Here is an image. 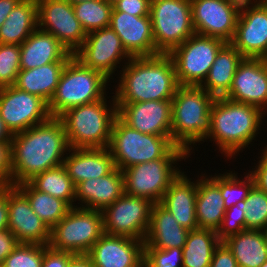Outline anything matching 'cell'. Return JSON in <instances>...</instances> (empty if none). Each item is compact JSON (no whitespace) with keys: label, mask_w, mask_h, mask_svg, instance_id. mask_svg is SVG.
<instances>
[{"label":"cell","mask_w":267,"mask_h":267,"mask_svg":"<svg viewBox=\"0 0 267 267\" xmlns=\"http://www.w3.org/2000/svg\"><path fill=\"white\" fill-rule=\"evenodd\" d=\"M12 186L28 182L35 175L58 167L70 146L58 117L18 132L12 138ZM65 153V154H64Z\"/></svg>","instance_id":"obj_1"},{"label":"cell","mask_w":267,"mask_h":267,"mask_svg":"<svg viewBox=\"0 0 267 267\" xmlns=\"http://www.w3.org/2000/svg\"><path fill=\"white\" fill-rule=\"evenodd\" d=\"M115 103L172 100L177 87L175 66L168 54L132 57L122 67Z\"/></svg>","instance_id":"obj_2"},{"label":"cell","mask_w":267,"mask_h":267,"mask_svg":"<svg viewBox=\"0 0 267 267\" xmlns=\"http://www.w3.org/2000/svg\"><path fill=\"white\" fill-rule=\"evenodd\" d=\"M264 116L265 113L256 106L226 97L215 98L211 106V130L205 140L213 139L221 154L234 158L259 134Z\"/></svg>","instance_id":"obj_3"},{"label":"cell","mask_w":267,"mask_h":267,"mask_svg":"<svg viewBox=\"0 0 267 267\" xmlns=\"http://www.w3.org/2000/svg\"><path fill=\"white\" fill-rule=\"evenodd\" d=\"M215 97L201 86L177 87L171 100L172 142L191 155L192 144L205 142L211 130V106Z\"/></svg>","instance_id":"obj_4"},{"label":"cell","mask_w":267,"mask_h":267,"mask_svg":"<svg viewBox=\"0 0 267 267\" xmlns=\"http://www.w3.org/2000/svg\"><path fill=\"white\" fill-rule=\"evenodd\" d=\"M114 166L120 170L160 158H188L190 155L172 142V136L141 133L116 117L107 147Z\"/></svg>","instance_id":"obj_5"},{"label":"cell","mask_w":267,"mask_h":267,"mask_svg":"<svg viewBox=\"0 0 267 267\" xmlns=\"http://www.w3.org/2000/svg\"><path fill=\"white\" fill-rule=\"evenodd\" d=\"M73 107L58 118L63 123L70 148H107L118 109L115 97Z\"/></svg>","instance_id":"obj_6"},{"label":"cell","mask_w":267,"mask_h":267,"mask_svg":"<svg viewBox=\"0 0 267 267\" xmlns=\"http://www.w3.org/2000/svg\"><path fill=\"white\" fill-rule=\"evenodd\" d=\"M108 80L104 74L84 66L72 56L66 63L55 93L48 103L51 117H59L73 107L107 97L105 90L110 82Z\"/></svg>","instance_id":"obj_7"},{"label":"cell","mask_w":267,"mask_h":267,"mask_svg":"<svg viewBox=\"0 0 267 267\" xmlns=\"http://www.w3.org/2000/svg\"><path fill=\"white\" fill-rule=\"evenodd\" d=\"M104 234L102 211L72 207L51 230L49 246L73 254H87Z\"/></svg>","instance_id":"obj_8"},{"label":"cell","mask_w":267,"mask_h":267,"mask_svg":"<svg viewBox=\"0 0 267 267\" xmlns=\"http://www.w3.org/2000/svg\"><path fill=\"white\" fill-rule=\"evenodd\" d=\"M150 18L156 50L169 54L195 34L190 0H151Z\"/></svg>","instance_id":"obj_9"},{"label":"cell","mask_w":267,"mask_h":267,"mask_svg":"<svg viewBox=\"0 0 267 267\" xmlns=\"http://www.w3.org/2000/svg\"><path fill=\"white\" fill-rule=\"evenodd\" d=\"M225 44L218 38L193 34L175 47L168 55L173 60L178 85L201 86Z\"/></svg>","instance_id":"obj_10"},{"label":"cell","mask_w":267,"mask_h":267,"mask_svg":"<svg viewBox=\"0 0 267 267\" xmlns=\"http://www.w3.org/2000/svg\"><path fill=\"white\" fill-rule=\"evenodd\" d=\"M187 158H160L123 169L125 194L160 203L171 182L181 173L176 162Z\"/></svg>","instance_id":"obj_11"},{"label":"cell","mask_w":267,"mask_h":267,"mask_svg":"<svg viewBox=\"0 0 267 267\" xmlns=\"http://www.w3.org/2000/svg\"><path fill=\"white\" fill-rule=\"evenodd\" d=\"M152 202L143 197L123 194L103 211L104 233L144 241Z\"/></svg>","instance_id":"obj_12"},{"label":"cell","mask_w":267,"mask_h":267,"mask_svg":"<svg viewBox=\"0 0 267 267\" xmlns=\"http://www.w3.org/2000/svg\"><path fill=\"white\" fill-rule=\"evenodd\" d=\"M195 34L230 43L233 39L242 0H190Z\"/></svg>","instance_id":"obj_13"},{"label":"cell","mask_w":267,"mask_h":267,"mask_svg":"<svg viewBox=\"0 0 267 267\" xmlns=\"http://www.w3.org/2000/svg\"><path fill=\"white\" fill-rule=\"evenodd\" d=\"M38 29L52 34L71 54L85 41L87 33L68 0H36Z\"/></svg>","instance_id":"obj_14"},{"label":"cell","mask_w":267,"mask_h":267,"mask_svg":"<svg viewBox=\"0 0 267 267\" xmlns=\"http://www.w3.org/2000/svg\"><path fill=\"white\" fill-rule=\"evenodd\" d=\"M73 56L84 66L101 72L109 80L119 67L117 64L123 59L127 63L126 60L132 58L124 49L119 36L110 27L87 33L85 41Z\"/></svg>","instance_id":"obj_15"},{"label":"cell","mask_w":267,"mask_h":267,"mask_svg":"<svg viewBox=\"0 0 267 267\" xmlns=\"http://www.w3.org/2000/svg\"><path fill=\"white\" fill-rule=\"evenodd\" d=\"M230 43L244 58L267 56V5L262 0L242 1Z\"/></svg>","instance_id":"obj_16"},{"label":"cell","mask_w":267,"mask_h":267,"mask_svg":"<svg viewBox=\"0 0 267 267\" xmlns=\"http://www.w3.org/2000/svg\"><path fill=\"white\" fill-rule=\"evenodd\" d=\"M0 116L13 134L26 131L51 117L48 104L42 98L13 85L0 88Z\"/></svg>","instance_id":"obj_17"},{"label":"cell","mask_w":267,"mask_h":267,"mask_svg":"<svg viewBox=\"0 0 267 267\" xmlns=\"http://www.w3.org/2000/svg\"><path fill=\"white\" fill-rule=\"evenodd\" d=\"M267 111V60L243 58L239 63L229 92L224 96Z\"/></svg>","instance_id":"obj_18"},{"label":"cell","mask_w":267,"mask_h":267,"mask_svg":"<svg viewBox=\"0 0 267 267\" xmlns=\"http://www.w3.org/2000/svg\"><path fill=\"white\" fill-rule=\"evenodd\" d=\"M8 229L19 243L48 245L50 241V229L14 185L8 187Z\"/></svg>","instance_id":"obj_19"},{"label":"cell","mask_w":267,"mask_h":267,"mask_svg":"<svg viewBox=\"0 0 267 267\" xmlns=\"http://www.w3.org/2000/svg\"><path fill=\"white\" fill-rule=\"evenodd\" d=\"M118 116L131 128L157 136H172L171 100L116 103Z\"/></svg>","instance_id":"obj_20"},{"label":"cell","mask_w":267,"mask_h":267,"mask_svg":"<svg viewBox=\"0 0 267 267\" xmlns=\"http://www.w3.org/2000/svg\"><path fill=\"white\" fill-rule=\"evenodd\" d=\"M144 241L104 233L87 255L94 267H142Z\"/></svg>","instance_id":"obj_21"},{"label":"cell","mask_w":267,"mask_h":267,"mask_svg":"<svg viewBox=\"0 0 267 267\" xmlns=\"http://www.w3.org/2000/svg\"><path fill=\"white\" fill-rule=\"evenodd\" d=\"M109 27L119 36L131 57H152L156 50L150 16L137 17L126 12L112 11Z\"/></svg>","instance_id":"obj_22"},{"label":"cell","mask_w":267,"mask_h":267,"mask_svg":"<svg viewBox=\"0 0 267 267\" xmlns=\"http://www.w3.org/2000/svg\"><path fill=\"white\" fill-rule=\"evenodd\" d=\"M124 193L122 171L115 167L103 177L78 183L75 186V202H81L79 207L103 211Z\"/></svg>","instance_id":"obj_23"},{"label":"cell","mask_w":267,"mask_h":267,"mask_svg":"<svg viewBox=\"0 0 267 267\" xmlns=\"http://www.w3.org/2000/svg\"><path fill=\"white\" fill-rule=\"evenodd\" d=\"M63 165L75 186L91 178L103 177L115 168L107 148H70Z\"/></svg>","instance_id":"obj_24"},{"label":"cell","mask_w":267,"mask_h":267,"mask_svg":"<svg viewBox=\"0 0 267 267\" xmlns=\"http://www.w3.org/2000/svg\"><path fill=\"white\" fill-rule=\"evenodd\" d=\"M196 197L197 180L191 181V178L188 179L181 171L171 182L160 204L175 217L176 222L191 231L198 229L195 212Z\"/></svg>","instance_id":"obj_25"},{"label":"cell","mask_w":267,"mask_h":267,"mask_svg":"<svg viewBox=\"0 0 267 267\" xmlns=\"http://www.w3.org/2000/svg\"><path fill=\"white\" fill-rule=\"evenodd\" d=\"M20 53L21 70L68 62L73 56L52 34L38 28L20 45Z\"/></svg>","instance_id":"obj_26"},{"label":"cell","mask_w":267,"mask_h":267,"mask_svg":"<svg viewBox=\"0 0 267 267\" xmlns=\"http://www.w3.org/2000/svg\"><path fill=\"white\" fill-rule=\"evenodd\" d=\"M189 230L176 222L175 217L160 203L152 204L150 224L144 248H183Z\"/></svg>","instance_id":"obj_27"},{"label":"cell","mask_w":267,"mask_h":267,"mask_svg":"<svg viewBox=\"0 0 267 267\" xmlns=\"http://www.w3.org/2000/svg\"><path fill=\"white\" fill-rule=\"evenodd\" d=\"M225 211V202L220 187L206 174L200 175V179H197L195 205L198 228L217 232L222 224Z\"/></svg>","instance_id":"obj_28"},{"label":"cell","mask_w":267,"mask_h":267,"mask_svg":"<svg viewBox=\"0 0 267 267\" xmlns=\"http://www.w3.org/2000/svg\"><path fill=\"white\" fill-rule=\"evenodd\" d=\"M243 58L231 43H226L219 50L201 87L215 98L224 97L231 88L234 74Z\"/></svg>","instance_id":"obj_29"},{"label":"cell","mask_w":267,"mask_h":267,"mask_svg":"<svg viewBox=\"0 0 267 267\" xmlns=\"http://www.w3.org/2000/svg\"><path fill=\"white\" fill-rule=\"evenodd\" d=\"M66 63L55 62L34 69L20 70L13 86L42 98L48 104Z\"/></svg>","instance_id":"obj_30"},{"label":"cell","mask_w":267,"mask_h":267,"mask_svg":"<svg viewBox=\"0 0 267 267\" xmlns=\"http://www.w3.org/2000/svg\"><path fill=\"white\" fill-rule=\"evenodd\" d=\"M37 28V1L21 0L0 27V43L21 45Z\"/></svg>","instance_id":"obj_31"},{"label":"cell","mask_w":267,"mask_h":267,"mask_svg":"<svg viewBox=\"0 0 267 267\" xmlns=\"http://www.w3.org/2000/svg\"><path fill=\"white\" fill-rule=\"evenodd\" d=\"M223 242L232 251L238 267H260L267 261V244L262 230L246 229Z\"/></svg>","instance_id":"obj_32"},{"label":"cell","mask_w":267,"mask_h":267,"mask_svg":"<svg viewBox=\"0 0 267 267\" xmlns=\"http://www.w3.org/2000/svg\"><path fill=\"white\" fill-rule=\"evenodd\" d=\"M221 240L217 232L210 229H196L188 233L183 249L182 267H209L215 248Z\"/></svg>","instance_id":"obj_33"},{"label":"cell","mask_w":267,"mask_h":267,"mask_svg":"<svg viewBox=\"0 0 267 267\" xmlns=\"http://www.w3.org/2000/svg\"><path fill=\"white\" fill-rule=\"evenodd\" d=\"M28 199L33 211L51 230L71 207L64 201L36 190L29 182L15 185Z\"/></svg>","instance_id":"obj_34"},{"label":"cell","mask_w":267,"mask_h":267,"mask_svg":"<svg viewBox=\"0 0 267 267\" xmlns=\"http://www.w3.org/2000/svg\"><path fill=\"white\" fill-rule=\"evenodd\" d=\"M28 182L36 190L64 200L71 208L75 207V185L63 164L35 175Z\"/></svg>","instance_id":"obj_35"},{"label":"cell","mask_w":267,"mask_h":267,"mask_svg":"<svg viewBox=\"0 0 267 267\" xmlns=\"http://www.w3.org/2000/svg\"><path fill=\"white\" fill-rule=\"evenodd\" d=\"M72 5L75 16L86 33L109 27L113 4L105 0H91Z\"/></svg>","instance_id":"obj_36"},{"label":"cell","mask_w":267,"mask_h":267,"mask_svg":"<svg viewBox=\"0 0 267 267\" xmlns=\"http://www.w3.org/2000/svg\"><path fill=\"white\" fill-rule=\"evenodd\" d=\"M209 177L220 187L226 209L236 205L239 201L245 200L251 188L255 185L254 178L249 172L245 174L243 180H240L237 173L232 171L216 174L213 177L209 175Z\"/></svg>","instance_id":"obj_37"},{"label":"cell","mask_w":267,"mask_h":267,"mask_svg":"<svg viewBox=\"0 0 267 267\" xmlns=\"http://www.w3.org/2000/svg\"><path fill=\"white\" fill-rule=\"evenodd\" d=\"M245 204L246 229L263 230L267 225V193L254 185Z\"/></svg>","instance_id":"obj_38"},{"label":"cell","mask_w":267,"mask_h":267,"mask_svg":"<svg viewBox=\"0 0 267 267\" xmlns=\"http://www.w3.org/2000/svg\"><path fill=\"white\" fill-rule=\"evenodd\" d=\"M48 245L19 243L1 267H41Z\"/></svg>","instance_id":"obj_39"},{"label":"cell","mask_w":267,"mask_h":267,"mask_svg":"<svg viewBox=\"0 0 267 267\" xmlns=\"http://www.w3.org/2000/svg\"><path fill=\"white\" fill-rule=\"evenodd\" d=\"M20 61V45L0 43V88L14 85Z\"/></svg>","instance_id":"obj_40"},{"label":"cell","mask_w":267,"mask_h":267,"mask_svg":"<svg viewBox=\"0 0 267 267\" xmlns=\"http://www.w3.org/2000/svg\"><path fill=\"white\" fill-rule=\"evenodd\" d=\"M245 207V200H243L226 209L222 224L217 230V236L221 241L233 234L246 230Z\"/></svg>","instance_id":"obj_41"},{"label":"cell","mask_w":267,"mask_h":267,"mask_svg":"<svg viewBox=\"0 0 267 267\" xmlns=\"http://www.w3.org/2000/svg\"><path fill=\"white\" fill-rule=\"evenodd\" d=\"M144 253L159 267H182L183 249L144 248Z\"/></svg>","instance_id":"obj_42"},{"label":"cell","mask_w":267,"mask_h":267,"mask_svg":"<svg viewBox=\"0 0 267 267\" xmlns=\"http://www.w3.org/2000/svg\"><path fill=\"white\" fill-rule=\"evenodd\" d=\"M12 143L0 142V188L12 186Z\"/></svg>","instance_id":"obj_43"},{"label":"cell","mask_w":267,"mask_h":267,"mask_svg":"<svg viewBox=\"0 0 267 267\" xmlns=\"http://www.w3.org/2000/svg\"><path fill=\"white\" fill-rule=\"evenodd\" d=\"M151 0H118L113 4L112 11H121L142 17L150 16Z\"/></svg>","instance_id":"obj_44"},{"label":"cell","mask_w":267,"mask_h":267,"mask_svg":"<svg viewBox=\"0 0 267 267\" xmlns=\"http://www.w3.org/2000/svg\"><path fill=\"white\" fill-rule=\"evenodd\" d=\"M74 255L70 252L55 250L48 245L44 251L41 267H67Z\"/></svg>","instance_id":"obj_45"},{"label":"cell","mask_w":267,"mask_h":267,"mask_svg":"<svg viewBox=\"0 0 267 267\" xmlns=\"http://www.w3.org/2000/svg\"><path fill=\"white\" fill-rule=\"evenodd\" d=\"M209 267H238L232 251L223 241L215 248Z\"/></svg>","instance_id":"obj_46"},{"label":"cell","mask_w":267,"mask_h":267,"mask_svg":"<svg viewBox=\"0 0 267 267\" xmlns=\"http://www.w3.org/2000/svg\"><path fill=\"white\" fill-rule=\"evenodd\" d=\"M263 155L258 157L261 158L258 165L249 173L252 175L255 181V185L262 191L267 193V146L261 152Z\"/></svg>","instance_id":"obj_47"},{"label":"cell","mask_w":267,"mask_h":267,"mask_svg":"<svg viewBox=\"0 0 267 267\" xmlns=\"http://www.w3.org/2000/svg\"><path fill=\"white\" fill-rule=\"evenodd\" d=\"M18 244L16 236L9 229L0 231V267Z\"/></svg>","instance_id":"obj_48"},{"label":"cell","mask_w":267,"mask_h":267,"mask_svg":"<svg viewBox=\"0 0 267 267\" xmlns=\"http://www.w3.org/2000/svg\"><path fill=\"white\" fill-rule=\"evenodd\" d=\"M8 229V187L0 188V231Z\"/></svg>","instance_id":"obj_49"},{"label":"cell","mask_w":267,"mask_h":267,"mask_svg":"<svg viewBox=\"0 0 267 267\" xmlns=\"http://www.w3.org/2000/svg\"><path fill=\"white\" fill-rule=\"evenodd\" d=\"M21 0H0V27Z\"/></svg>","instance_id":"obj_50"},{"label":"cell","mask_w":267,"mask_h":267,"mask_svg":"<svg viewBox=\"0 0 267 267\" xmlns=\"http://www.w3.org/2000/svg\"><path fill=\"white\" fill-rule=\"evenodd\" d=\"M67 267H94L87 254H75Z\"/></svg>","instance_id":"obj_51"},{"label":"cell","mask_w":267,"mask_h":267,"mask_svg":"<svg viewBox=\"0 0 267 267\" xmlns=\"http://www.w3.org/2000/svg\"><path fill=\"white\" fill-rule=\"evenodd\" d=\"M13 135L0 116V142L12 141Z\"/></svg>","instance_id":"obj_52"},{"label":"cell","mask_w":267,"mask_h":267,"mask_svg":"<svg viewBox=\"0 0 267 267\" xmlns=\"http://www.w3.org/2000/svg\"><path fill=\"white\" fill-rule=\"evenodd\" d=\"M142 267H159L145 253L142 256Z\"/></svg>","instance_id":"obj_53"},{"label":"cell","mask_w":267,"mask_h":267,"mask_svg":"<svg viewBox=\"0 0 267 267\" xmlns=\"http://www.w3.org/2000/svg\"><path fill=\"white\" fill-rule=\"evenodd\" d=\"M71 4H77L81 2L91 1V0H68Z\"/></svg>","instance_id":"obj_54"},{"label":"cell","mask_w":267,"mask_h":267,"mask_svg":"<svg viewBox=\"0 0 267 267\" xmlns=\"http://www.w3.org/2000/svg\"><path fill=\"white\" fill-rule=\"evenodd\" d=\"M262 231L264 233V237H265L266 244H267V225L265 226V228Z\"/></svg>","instance_id":"obj_55"},{"label":"cell","mask_w":267,"mask_h":267,"mask_svg":"<svg viewBox=\"0 0 267 267\" xmlns=\"http://www.w3.org/2000/svg\"><path fill=\"white\" fill-rule=\"evenodd\" d=\"M105 1H107V2L110 3V4H114V3L117 2L118 0H105Z\"/></svg>","instance_id":"obj_56"},{"label":"cell","mask_w":267,"mask_h":267,"mask_svg":"<svg viewBox=\"0 0 267 267\" xmlns=\"http://www.w3.org/2000/svg\"><path fill=\"white\" fill-rule=\"evenodd\" d=\"M260 267H267V261H265Z\"/></svg>","instance_id":"obj_57"}]
</instances>
